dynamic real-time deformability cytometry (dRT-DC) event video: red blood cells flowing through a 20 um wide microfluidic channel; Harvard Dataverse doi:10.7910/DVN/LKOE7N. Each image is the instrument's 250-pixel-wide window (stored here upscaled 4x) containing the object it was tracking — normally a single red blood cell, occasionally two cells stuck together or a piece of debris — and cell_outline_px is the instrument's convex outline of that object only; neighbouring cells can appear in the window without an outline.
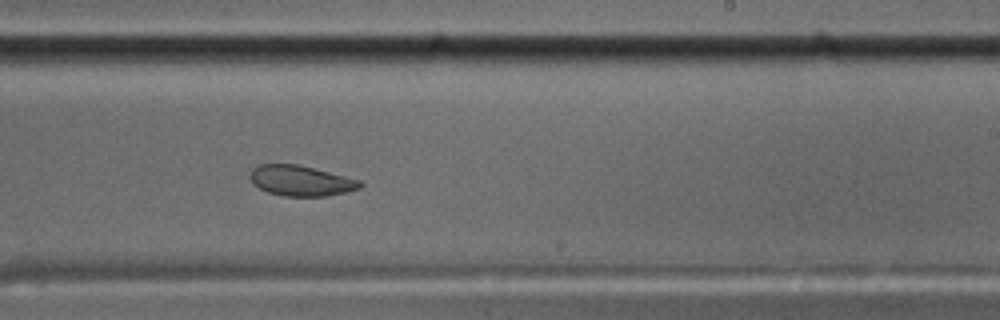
{"species": "common noctule bat (a hibernating species)", "species_latin": "Nyctalus noctula", "temperature_condition": "cold", "stored_images_in_passage": 57, "camera_frame_rate_fps": 3000, "um_per_image_px": 0.085, "animal": {"sex": "male", "body_mass_g": 17.5, "forearm_length_mm": 52.3}, "frame": {"image": 1, "passage_image": 35, "time_ms": 11.333, "image_size_px": [1000, 320], "cell_outline_px": [[364, 184], [360, 188], [344, 192], [324, 196], [284, 196], [268, 192], [252, 184], [248, 176], [252, 168], [256, 164], [296, 164], [360, 180]], "centroid_in_image_um": [25.51, 15.35], "position_along_channel_um": 263.5, "area_um2": 19.42}}
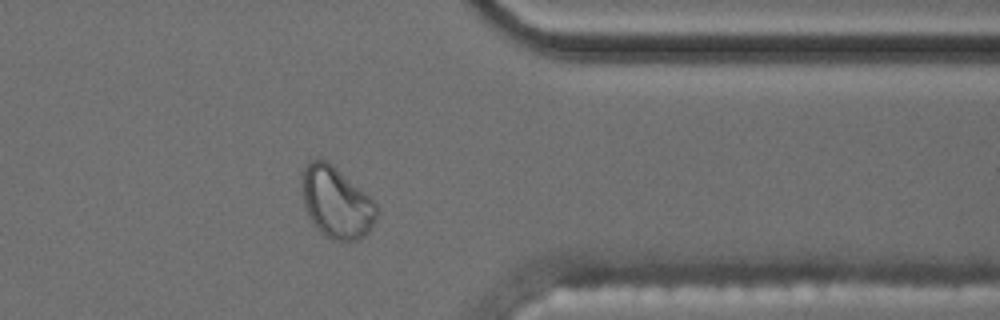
{"frame": {"image": 2, "passage_image": 46, "time_ms": 15.0, "image_size_px": [1000, 320], "cell_outline_px": [[376, 220], [368, 232], [360, 240], [332, 240], [324, 236], [316, 228], [308, 216], [304, 204], [300, 184], [300, 176], [308, 160], [324, 160], [332, 164], [364, 192], [376, 204]], "centroid_in_image_um": [28.54, 17.22], "position_along_channel_um": 382.9, "area_um2": 31.04}}
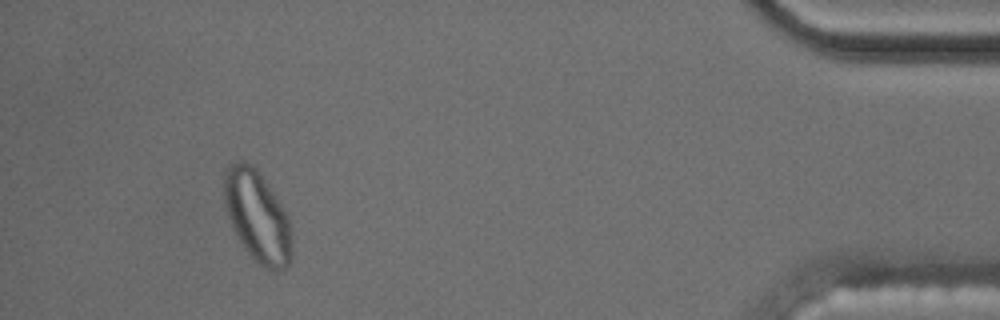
{"frame": {"image": 3, "passage_image": 53, "time_ms": 17.333, "image_size_px": [1000, 320], "cell_outline_px": [[292, 260], [284, 268], [276, 272], [264, 268], [248, 252], [236, 236], [232, 228], [224, 204], [224, 172], [228, 164], [236, 160], [240, 160], [252, 164], [256, 168], [276, 196], [288, 216], [292, 240]], "centroid_in_image_um": [21.87, 18.38], "position_along_channel_um": 413.3, "area_um2": 36.24}, "authors_computed_cell_mechanics": {"area_um2": 20.3456, "velocity_mm_per_s": 3.5045, "shape_relaxation_time_tau1_ms": null, "shape_relaxation_time_tau2_ms": 1.6836, "deformation_change_tau1": null, "deformation_change_tau2": 0.0548}}